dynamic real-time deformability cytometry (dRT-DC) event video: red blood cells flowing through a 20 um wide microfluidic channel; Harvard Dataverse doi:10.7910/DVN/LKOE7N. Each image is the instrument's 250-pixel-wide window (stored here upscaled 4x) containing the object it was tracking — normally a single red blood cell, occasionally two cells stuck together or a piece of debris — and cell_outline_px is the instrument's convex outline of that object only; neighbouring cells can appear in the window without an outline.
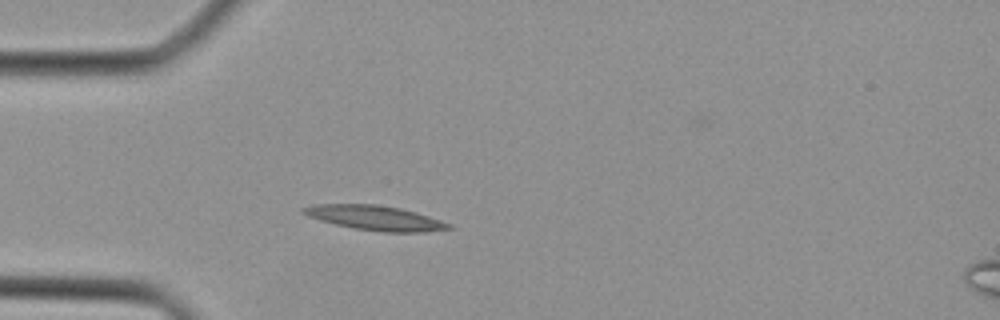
{"species": "Egyptian fruit bat (a non-hibernating species)", "species_latin": "Rousettus aegyptiacus", "temperature_condition": "cold", "stored_images_in_passage": 1, "camera_frame_rate_fps": 3000, "um_per_image_px": 0.085, "animal": {"sex": "female"}, "frame": {"image": 1, "passage_image": 1, "time_ms": 0.0, "image_size_px": [1000, 320], "cell_outline_px": [[456, 228], [424, 232], [380, 232], [352, 228], [320, 220], [308, 216], [300, 212], [300, 208], [312, 204], [376, 204], [400, 208], [416, 212], [452, 224]], "centroid_in_image_um": [31.88, 18.52], "position_along_channel_um": 53.1, "area_um2": 21.1}}